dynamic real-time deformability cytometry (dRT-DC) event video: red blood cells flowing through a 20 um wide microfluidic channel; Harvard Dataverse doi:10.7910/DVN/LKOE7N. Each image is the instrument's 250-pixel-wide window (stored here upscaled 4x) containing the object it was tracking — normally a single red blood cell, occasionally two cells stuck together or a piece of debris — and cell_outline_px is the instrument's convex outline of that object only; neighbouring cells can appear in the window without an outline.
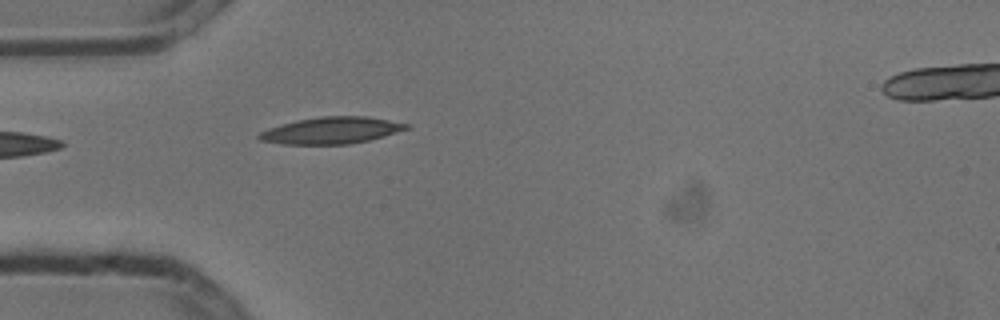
{"species": "common noctule bat (a hibernating species)", "species_latin": "Nyctalus noctula", "temperature_condition": "cold", "stored_images_in_passage": 3, "segment_of_instrument_passage": [1, 2], "camera_frame_rate_fps": 3000, "um_per_image_px": 0.085, "animal": {"sex": "male", "body_mass_g": 13.3}, "frame": {"image": 1, "passage_image": 2, "time_ms": 0.333, "image_size_px": [1000, 320], "cell_outline_px": [[412, 128], [384, 136], [368, 140], [348, 144], [280, 144], [260, 140], [256, 136], [260, 132], [268, 128], [280, 124], [296, 120], [320, 116], [368, 116], [408, 124]], "centroid_in_image_um": [28.15, 11.08], "position_along_channel_um": 56.8, "area_um2": 23.0}}